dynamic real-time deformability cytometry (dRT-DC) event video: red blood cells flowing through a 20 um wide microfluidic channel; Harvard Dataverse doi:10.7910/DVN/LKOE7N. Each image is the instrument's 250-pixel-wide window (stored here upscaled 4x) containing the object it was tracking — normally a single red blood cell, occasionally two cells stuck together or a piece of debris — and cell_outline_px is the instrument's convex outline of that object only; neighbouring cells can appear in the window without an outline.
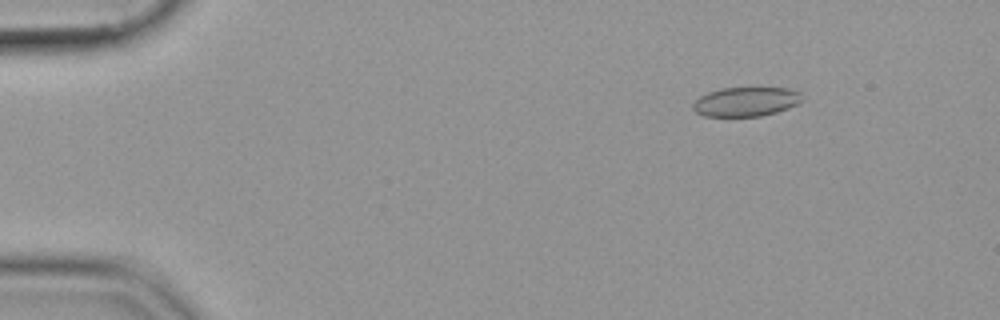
{"species": "common noctule bat (a hibernating species)", "species_latin": "Nyctalus noctula", "temperature_condition": "cold", "stored_images_in_passage": 14, "camera_frame_rate_fps": 3000, "um_per_image_px": 0.085, "animal": {"sex": "female", "body_mass_g": 19.9}, "frame": {"image": 1, "passage_image": 8, "time_ms": 2.333, "image_size_px": [1000, 320], "cell_outline_px": [[800, 100], [796, 104], [788, 108], [776, 112], [760, 116], [704, 116], [696, 112], [692, 108], [692, 104], [700, 96], [708, 92], [720, 88], [756, 84], [788, 88], [800, 92]], "centroid_in_image_um": [63.4, 8.58], "position_along_channel_um": 21.6, "area_um2": 19.42}}